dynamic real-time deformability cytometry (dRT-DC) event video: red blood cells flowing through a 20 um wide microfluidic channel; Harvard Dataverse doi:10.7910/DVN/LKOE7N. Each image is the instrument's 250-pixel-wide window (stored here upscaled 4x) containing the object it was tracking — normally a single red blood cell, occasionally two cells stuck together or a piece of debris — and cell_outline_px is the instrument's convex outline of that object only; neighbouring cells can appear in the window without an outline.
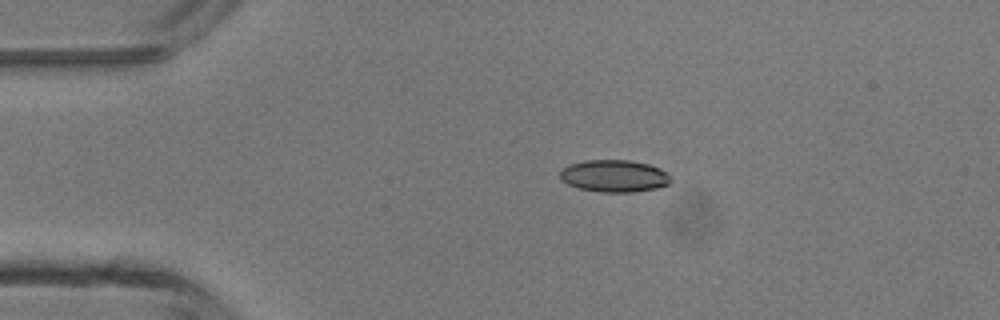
{"species": "common noctule bat (a hibernating species)", "species_latin": "Nyctalus noctula", "temperature_condition": "room temperature", "stored_images_in_passage": 3, "camera_frame_rate_fps": 3000, "um_per_image_px": 0.085, "animal": {"sex": "male", "body_mass_g": 13.3}, "frame": {"image": 1, "passage_image": 2, "time_ms": 2.0, "image_size_px": [1000, 320], "cell_outline_px": [[672, 180], [668, 184], [656, 188], [632, 192], [600, 192], [580, 188], [568, 184], [560, 180], [560, 168], [568, 164], [584, 160], [628, 160], [648, 164], [660, 168]], "centroid_in_image_um": [52.15, 14.95], "position_along_channel_um": 32.8, "area_um2": 20.75}}